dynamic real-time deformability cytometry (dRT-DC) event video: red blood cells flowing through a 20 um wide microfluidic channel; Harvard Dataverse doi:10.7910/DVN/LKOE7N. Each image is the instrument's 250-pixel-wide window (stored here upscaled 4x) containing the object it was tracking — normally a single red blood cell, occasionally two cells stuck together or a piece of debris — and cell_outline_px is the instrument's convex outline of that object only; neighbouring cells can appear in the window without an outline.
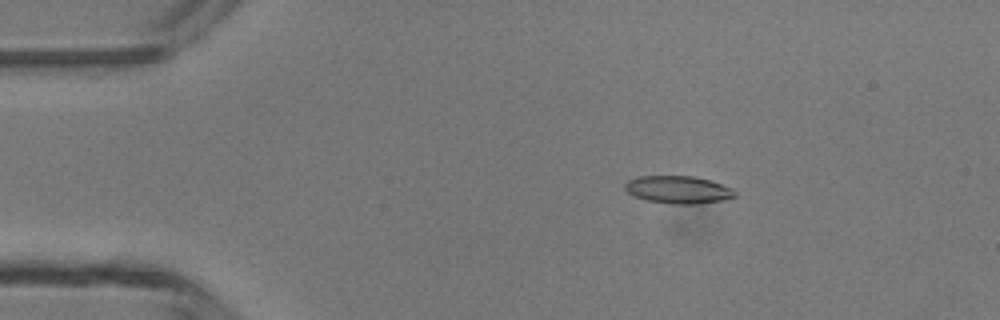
{"species": "common noctule bat (a hibernating species)", "species_latin": "Nyctalus noctula", "temperature_condition": "room temperature", "stored_images_in_passage": 47, "camera_frame_rate_fps": 3000, "um_per_image_px": 0.085, "animal": {"sex": "male", "body_mass_g": 13.3}, "frame": {"image": 1, "passage_image": 8, "time_ms": 2.333, "image_size_px": [1000, 320], "cell_outline_px": [[736, 196], [724, 200], [696, 204], [672, 204], [648, 200], [632, 196], [624, 188], [624, 184], [628, 180], [636, 176], [692, 176], [712, 180], [732, 188], [736, 192]], "centroid_in_image_um": [57.65, 16.12], "position_along_channel_um": 27.4, "area_um2": 17.86}}
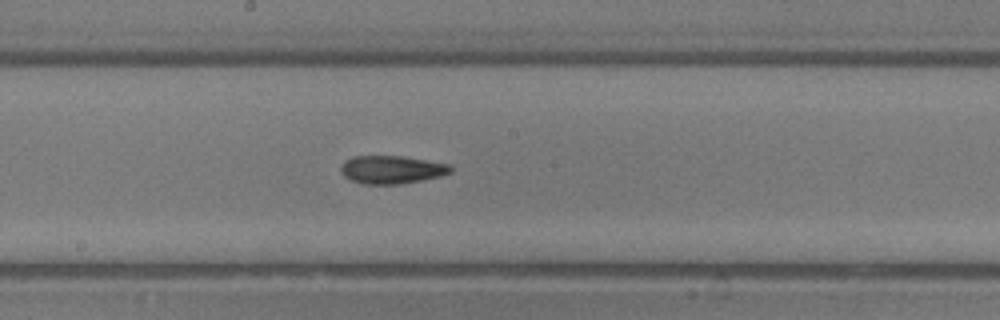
{"frame": {"image": 2, "passage_image": 25, "time_ms": 8.0, "image_size_px": [1000, 320], "cell_outline_px": [[452, 172], [440, 176], [400, 184], [364, 184], [352, 180], [344, 176], [340, 172], [340, 168], [344, 160], [352, 156], [400, 156], [452, 164]], "centroid_in_image_um": [33.28, 14.41], "position_along_channel_um": 214.9, "area_um2": 17.98}}
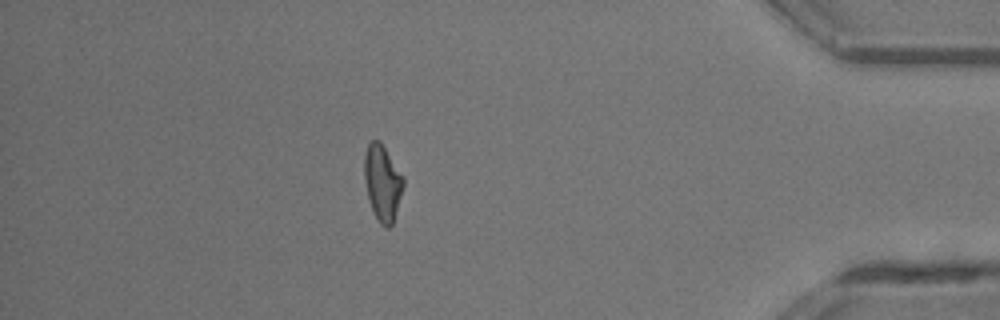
{"frame": {"image": 3, "passage_image": 41, "time_ms": 13.333, "image_size_px": [1000, 320], "cell_outline_px": [[404, 184], [392, 224], [388, 228], [380, 224], [372, 208], [368, 196], [364, 176], [364, 156], [368, 144], [372, 140], [380, 140], [404, 176]], "centroid_in_image_um": [32.51, 15.49], "position_along_channel_um": 402.7, "area_um2": 17.05}, "authors_computed_cell_mechanics": {"area_um2": 17.5712, "velocity_mm_per_s": 4.3859, "shape_relaxation_time_tau1_ms": 4.4003, "shape_relaxation_time_tau2_ms": 2.9701, "deformation_change_tau1": 0.1414, "deformation_change_tau2": 0.0994}}